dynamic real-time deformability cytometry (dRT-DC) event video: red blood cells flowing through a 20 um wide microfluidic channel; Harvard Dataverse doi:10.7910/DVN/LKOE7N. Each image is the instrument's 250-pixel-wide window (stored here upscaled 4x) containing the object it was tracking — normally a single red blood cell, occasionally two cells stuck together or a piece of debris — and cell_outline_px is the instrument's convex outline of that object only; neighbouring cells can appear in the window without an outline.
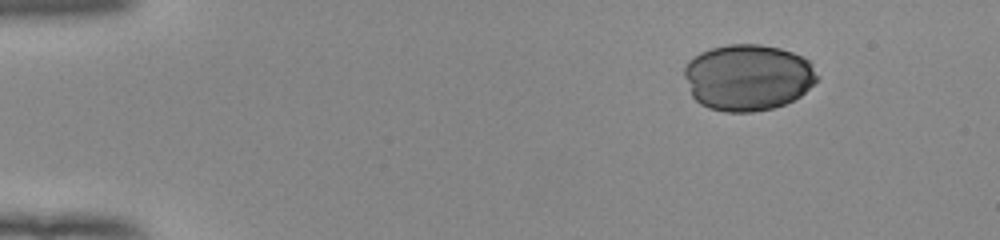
{"species": "human", "species_latin": "Homo sapiens", "temperature_condition": "room temperature", "stored_images_in_passage": 39, "camera_frame_rate_fps": 3000, "um_per_image_px": 0.085, "donor": {"sex": "female"}, "frame": {"image": 1, "passage_image": 1, "time_ms": 0.0, "image_size_px": [1000, 240], "cell_outline_px": [[820, 76], [800, 96], [784, 104], [772, 108], [752, 112], [724, 112], [708, 108], [700, 104], [692, 96], [684, 76], [684, 64], [688, 60], [700, 52], [712, 48], [728, 44], [760, 44], [780, 48], [792, 52], [808, 60]], "centroid_in_image_um": [63.54, 6.57], "position_along_channel_um": 21.5, "area_um2": 51.5}}
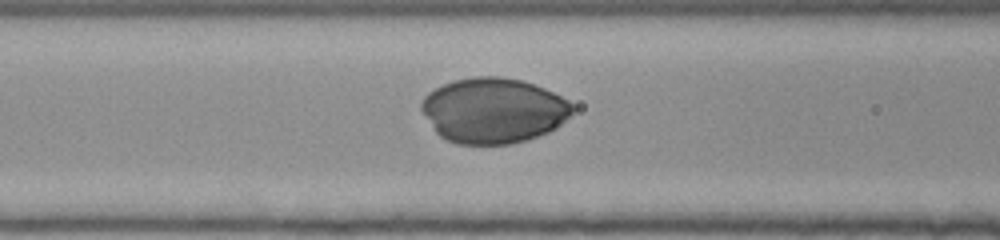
{"frame": {"image": 2, "passage_image": 17, "time_ms": 5.333, "image_size_px": [1000, 240], "cell_outline_px": [[576, 108], [556, 128], [548, 132], [528, 140], [512, 144], [456, 144], [440, 136], [436, 132], [420, 108], [420, 104], [424, 96], [428, 92], [444, 84], [456, 80], [476, 76], [500, 76], [520, 80], [544, 88], [568, 100]], "centroid_in_image_um": [41.94, 9.4], "position_along_channel_um": 124.7, "area_um2": 57.34}}
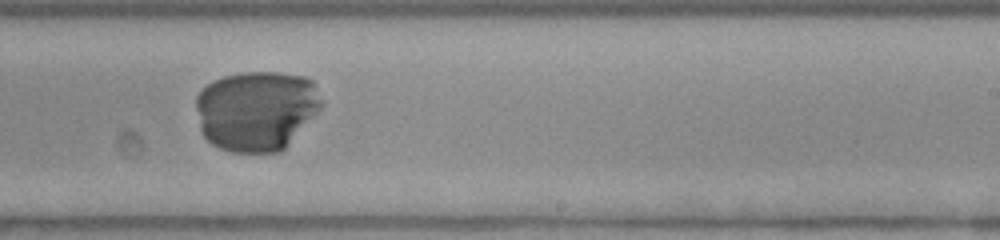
{"frame": {"image": 3, "passage_image": 28, "time_ms": 9.0, "image_size_px": [1000, 240], "cell_outline_px": [[324, 104], [284, 148], [280, 152], [232, 152], [220, 148], [212, 144], [200, 132], [196, 108], [196, 96], [208, 84], [224, 76], [244, 72], [276, 72], [304, 76], [312, 80], [324, 100]], "centroid_in_image_um": [21.8, 9.38], "position_along_channel_um": 267.2, "area_um2": 58.67}}